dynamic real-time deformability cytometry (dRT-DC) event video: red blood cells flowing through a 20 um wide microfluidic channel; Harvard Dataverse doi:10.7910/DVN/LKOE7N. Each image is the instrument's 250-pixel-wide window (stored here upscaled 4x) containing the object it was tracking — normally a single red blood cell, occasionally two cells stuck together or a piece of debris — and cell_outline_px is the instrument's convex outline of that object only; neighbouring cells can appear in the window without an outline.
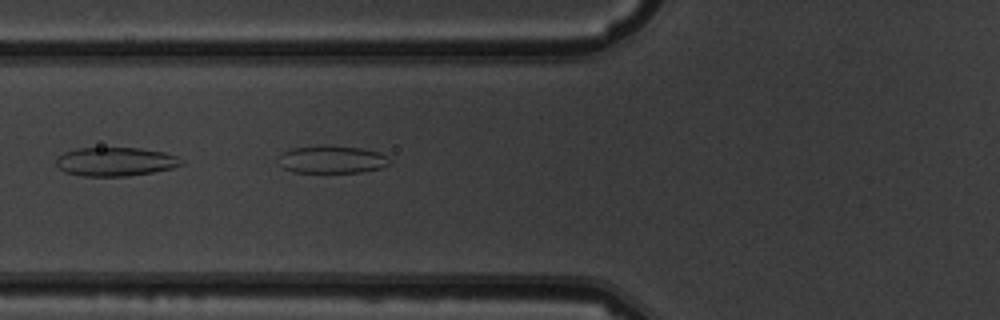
{"species": "common noctule bat (a hibernating species)", "species_latin": "Nyctalus noctula", "temperature_condition": "warm", "stored_images_in_passage": 3, "camera_frame_rate_fps": 3000, "um_per_image_px": 0.085, "animal": {"sex": "male", "body_mass_g": 19.5, "forearm_length_mm": 54.6}, "frame": {"image": 1, "passage_image": 2, "time_ms": 1.333, "image_size_px": [1000, 320], "cell_outline_px": [[184, 164], [172, 168], [152, 172], [128, 176], [84, 176], [64, 172], [56, 164], [56, 156], [64, 152], [76, 148], [140, 148], [164, 152], [180, 156], [184, 160]], "centroid_in_image_um": [9.83, 13.73], "position_along_channel_um": 116.0, "area_um2": 21.21}}